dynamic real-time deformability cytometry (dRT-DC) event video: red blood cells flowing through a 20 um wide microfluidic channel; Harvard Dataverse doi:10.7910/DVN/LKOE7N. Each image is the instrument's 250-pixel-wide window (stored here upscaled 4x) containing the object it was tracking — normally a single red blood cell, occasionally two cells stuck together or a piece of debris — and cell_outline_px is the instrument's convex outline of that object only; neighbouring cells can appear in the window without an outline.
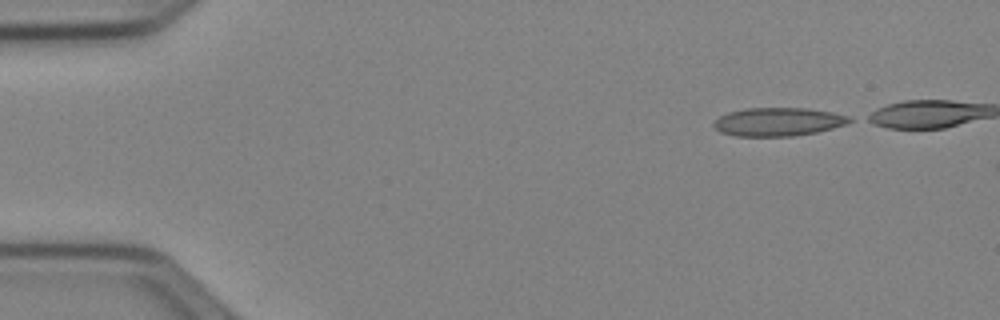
{"species": "Egyptian fruit bat (a non-hibernating species)", "species_latin": "Rousettus aegyptiacus", "temperature_condition": "cold", "stored_images_in_passage": 11, "camera_frame_rate_fps": 3000, "um_per_image_px": 0.085, "animal": {"sex": "female"}, "frame": {"image": 1, "passage_image": 1, "time_ms": 0.0, "image_size_px": [1000, 320], "cell_outline_px": [[852, 120], [844, 124], [832, 128], [816, 132], [792, 136], [736, 136], [720, 132], [712, 124], [720, 116], [728, 112], [748, 108], [808, 108], [832, 112], [848, 116]], "centroid_in_image_um": [66.12, 10.35], "position_along_channel_um": 18.9, "area_um2": 22.25}}